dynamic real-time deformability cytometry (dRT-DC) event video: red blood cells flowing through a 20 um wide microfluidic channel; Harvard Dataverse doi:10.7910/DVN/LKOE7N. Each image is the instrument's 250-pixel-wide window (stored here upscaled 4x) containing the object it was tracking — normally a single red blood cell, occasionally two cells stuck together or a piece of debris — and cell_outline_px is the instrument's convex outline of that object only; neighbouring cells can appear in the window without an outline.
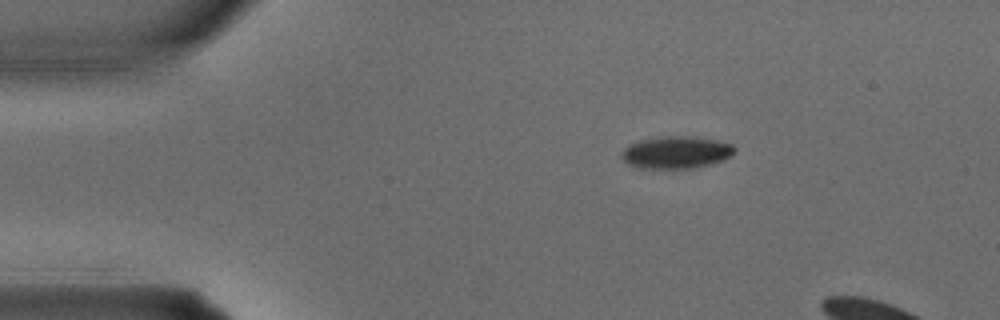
{"species": "common noctule bat (a hibernating species)", "species_latin": "Nyctalus noctula", "temperature_condition": "warm", "stored_images_in_passage": 2, "camera_frame_rate_fps": 3000, "um_per_image_px": 0.085, "animal": {"sex": "male", "body_mass_g": 15.6}, "frame": {"image": 1, "passage_image": 1, "time_ms": 0.0, "image_size_px": [1000, 320], "cell_outline_px": [[736, 148], [724, 160], [712, 164], [692, 168], [640, 168], [628, 164], [620, 156], [620, 152], [628, 144], [640, 140], [656, 136], [696, 136], [716, 140], [732, 144]], "centroid_in_image_um": [57.43, 12.94], "position_along_channel_um": 27.6, "area_um2": 21.44}}